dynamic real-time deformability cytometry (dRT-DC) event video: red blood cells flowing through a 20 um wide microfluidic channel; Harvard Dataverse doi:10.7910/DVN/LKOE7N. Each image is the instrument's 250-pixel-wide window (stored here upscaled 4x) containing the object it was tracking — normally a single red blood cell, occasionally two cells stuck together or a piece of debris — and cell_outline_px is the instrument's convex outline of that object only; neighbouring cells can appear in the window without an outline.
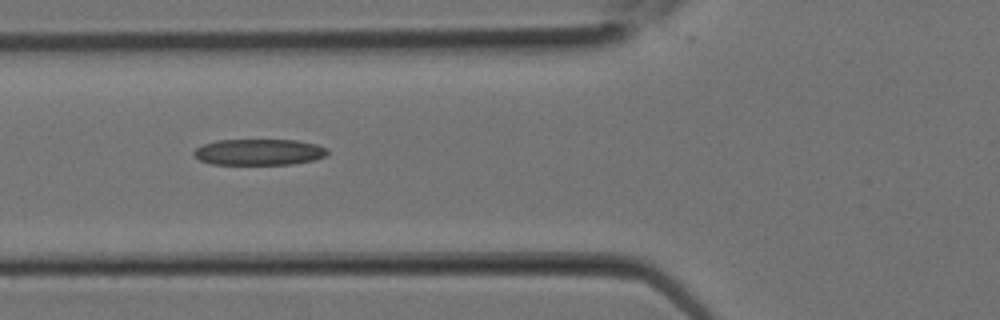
{"species": "Egyptian fruit bat (a non-hibernating species)", "species_latin": "Rousettus aegyptiacus", "temperature_condition": "room temperature", "stored_images_in_passage": 22, "segment_of_instrument_passage": [1, 2], "camera_frame_rate_fps": 3000, "um_per_image_px": 0.085, "animal": {"sex": "female"}, "frame": {"image": 1, "passage_image": 5, "time_ms": 1.333, "image_size_px": [1000, 320], "cell_outline_px": [[328, 152], [324, 156], [316, 160], [292, 164], [212, 164], [200, 160], [192, 152], [196, 148], [204, 144], [216, 140], [296, 140], [316, 144], [328, 148]], "centroid_in_image_um": [22.04, 12.92], "position_along_channel_um": 103.8, "area_um2": 20.35}}
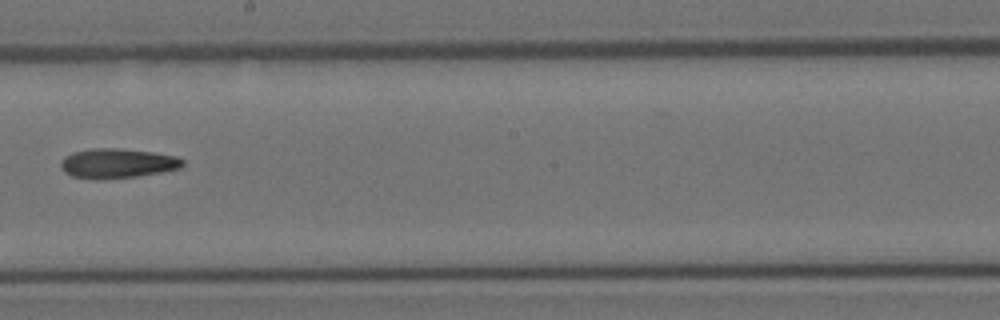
{"frame": {"image": 2, "passage_image": 10, "time_ms": 3.0, "image_size_px": [1000, 320], "cell_outline_px": [[184, 164], [180, 168], [160, 172], [136, 176], [100, 180], [92, 180], [72, 176], [64, 172], [60, 168], [60, 160], [64, 156], [72, 152], [92, 148], [120, 148], [152, 152], [176, 156], [184, 160]], "centroid_in_image_um": [9.91, 13.88], "position_along_channel_um": 238.3, "area_um2": 21.33}}
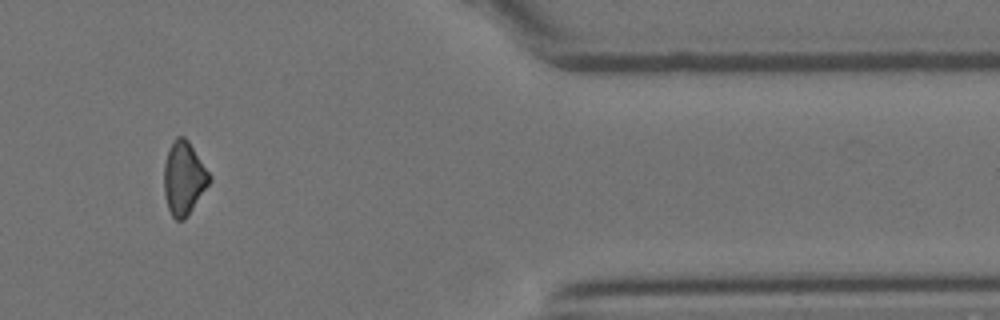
{"frame": {"image": 3, "passage_image": 17, "time_ms": 5.333, "image_size_px": [1000, 320], "cell_outline_px": [[212, 180], [188, 216], [184, 220], [176, 220], [172, 216], [168, 208], [164, 196], [164, 164], [172, 140], [176, 136], [184, 136], [188, 140], [212, 176]], "centroid_in_image_um": [15.64, 15.15], "position_along_channel_um": 395.8, "area_um2": 19.59}}